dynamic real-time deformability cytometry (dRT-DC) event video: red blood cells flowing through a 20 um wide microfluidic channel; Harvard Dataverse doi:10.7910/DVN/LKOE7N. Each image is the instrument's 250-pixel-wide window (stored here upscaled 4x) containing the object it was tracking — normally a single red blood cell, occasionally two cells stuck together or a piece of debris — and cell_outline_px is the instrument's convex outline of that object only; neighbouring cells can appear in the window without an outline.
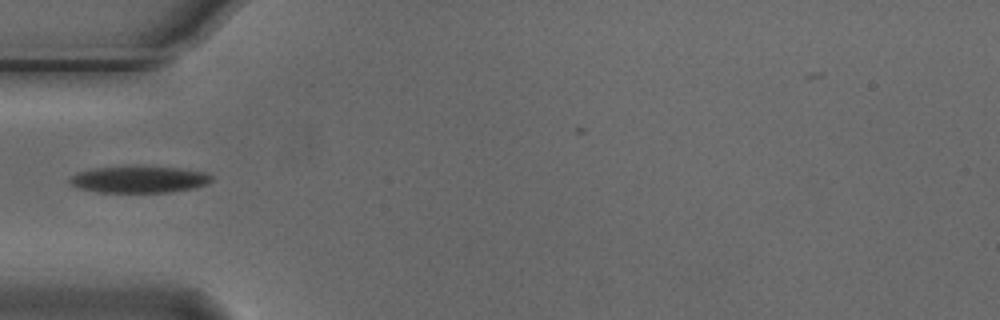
{"species": "Egyptian fruit bat (a non-hibernating species)", "species_latin": "Rousettus aegyptiacus", "temperature_condition": "cold", "stored_images_in_passage": 6, "camera_frame_rate_fps": 3000, "um_per_image_px": 0.085, "animal": {"sex": "male"}, "frame": {"image": 1, "passage_image": 5, "time_ms": 1.333, "image_size_px": [1000, 320], "cell_outline_px": [[212, 180], [208, 184], [196, 188], [172, 192], [100, 192], [80, 188], [72, 184], [68, 180], [76, 172], [96, 168], [136, 164], [180, 168], [204, 172], [212, 176]], "centroid_in_image_um": [11.86, 15.22], "position_along_channel_um": 73.1, "area_um2": 22.66}}
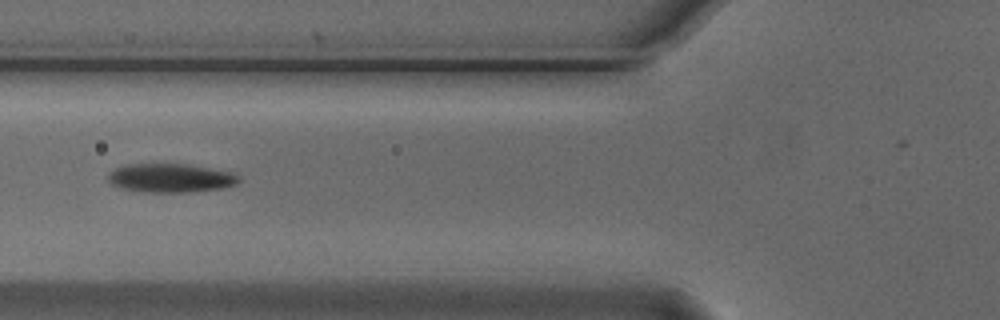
{"frame": {"image": 2, "passage_image": 6, "time_ms": 1.667, "image_size_px": [1000, 320], "cell_outline_px": [[240, 180], [236, 184], [224, 188], [188, 192], [144, 192], [124, 188], [112, 184], [108, 180], [108, 172], [124, 164], [188, 164], [236, 172], [240, 176]], "centroid_in_image_um": [14.55, 15.12], "position_along_channel_um": 111.2, "area_um2": 22.14}}